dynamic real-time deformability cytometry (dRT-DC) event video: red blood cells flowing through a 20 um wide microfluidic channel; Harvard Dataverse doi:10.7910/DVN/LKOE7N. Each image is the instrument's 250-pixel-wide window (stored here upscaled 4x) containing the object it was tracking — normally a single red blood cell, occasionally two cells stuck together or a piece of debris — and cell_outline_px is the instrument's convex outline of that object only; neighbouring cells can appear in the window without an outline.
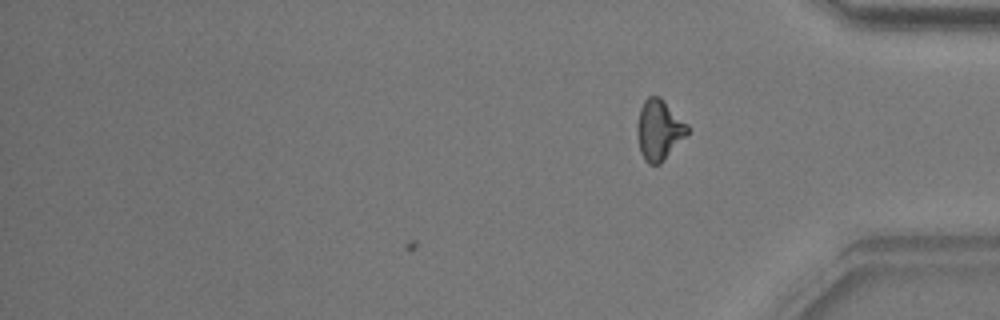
{"species": "common noctule bat (a hibernating species)", "species_latin": "Nyctalus noctula", "temperature_condition": "warm", "stored_images_in_passage": 27, "camera_frame_rate_fps": 3000, "um_per_image_px": 0.085, "animal": {"sex": "male", "body_mass_g": 17.9}, "frame": {"image": 1, "passage_image": 27, "time_ms": 8.667, "image_size_px": [1000, 320], "cell_outline_px": [[688, 132], [664, 160], [660, 164], [648, 164], [644, 160], [640, 152], [636, 132], [636, 124], [640, 108], [644, 100], [648, 96], [660, 96], [688, 124]], "centroid_in_image_um": [55.98, 11.03], "position_along_channel_um": 379.2, "area_um2": 17.74}, "authors_computed_cell_mechanics": {"area_um2": 17.051, "velocity_mm_per_s": 3.854, "shape_relaxation_time_tau1_ms": 6.9736, "shape_relaxation_time_tau2_ms": 2.366, "deformation_change_tau1": 0.2336, "deformation_change_tau2": 0.0735}}